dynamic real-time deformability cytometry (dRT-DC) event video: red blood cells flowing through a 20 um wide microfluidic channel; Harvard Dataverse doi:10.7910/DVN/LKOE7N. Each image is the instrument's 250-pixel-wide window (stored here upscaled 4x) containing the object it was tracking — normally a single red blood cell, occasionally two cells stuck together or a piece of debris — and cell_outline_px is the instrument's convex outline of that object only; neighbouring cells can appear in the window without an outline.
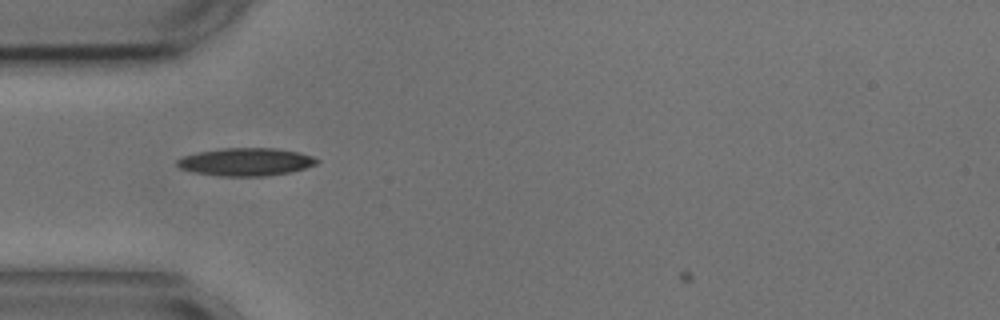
{"species": "common noctule bat (a hibernating species)", "species_latin": "Nyctalus noctula", "temperature_condition": "cold", "stored_images_in_passage": 7, "camera_frame_rate_fps": 3000, "um_per_image_px": 0.085, "animal": {"sex": "male", "body_mass_g": 17.9, "forearm_length_mm": 54.2}, "frame": {"image": 1, "passage_image": 3, "time_ms": 0.667, "image_size_px": [1000, 320], "cell_outline_px": [[320, 160], [316, 164], [292, 172], [268, 176], [220, 176], [196, 172], [180, 168], [176, 164], [176, 160], [184, 156], [200, 152], [224, 148], [276, 148], [300, 152], [312, 156]], "centroid_in_image_um": [20.94, 13.76], "position_along_channel_um": 64.1, "area_um2": 22.6}}